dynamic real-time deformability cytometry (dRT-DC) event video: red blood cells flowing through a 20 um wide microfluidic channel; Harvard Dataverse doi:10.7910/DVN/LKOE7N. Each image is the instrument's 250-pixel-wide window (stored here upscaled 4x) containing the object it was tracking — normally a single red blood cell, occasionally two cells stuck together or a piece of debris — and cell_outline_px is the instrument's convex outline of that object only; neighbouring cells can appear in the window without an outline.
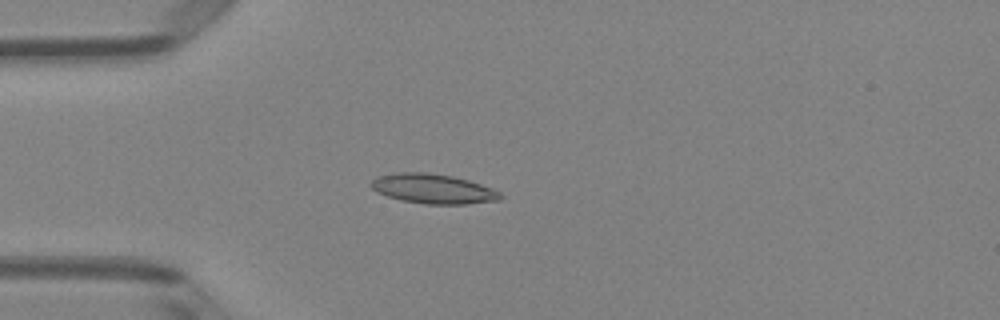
{"species": "Egyptian fruit bat (a non-hibernating species)", "species_latin": "Rousettus aegyptiacus", "temperature_condition": "room temperature", "stored_images_in_passage": 50, "camera_frame_rate_fps": 3000, "um_per_image_px": 0.085, "animal": {"sex": "female"}, "frame": {"image": 1, "passage_image": 14, "time_ms": 4.333, "image_size_px": [1000, 320], "cell_outline_px": [[504, 196], [500, 200], [464, 204], [424, 204], [400, 200], [376, 192], [368, 184], [376, 176], [396, 172], [428, 172], [452, 176], [468, 180], [492, 188], [500, 192]], "centroid_in_image_um": [36.78, 16.04], "position_along_channel_um": 48.2, "area_um2": 22.54}}
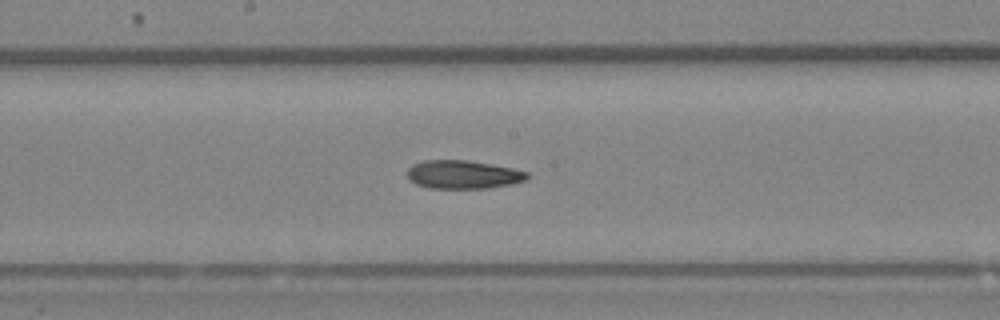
{"frame": {"image": 2, "passage_image": 27, "time_ms": 8.667, "image_size_px": [1000, 320], "cell_outline_px": [[528, 176], [524, 180], [512, 184], [484, 188], [428, 188], [416, 184], [408, 180], [408, 168], [412, 164], [424, 160], [464, 160], [512, 168], [528, 172]], "centroid_in_image_um": [39.31, 14.84], "position_along_channel_um": 208.9, "area_um2": 19.65}}
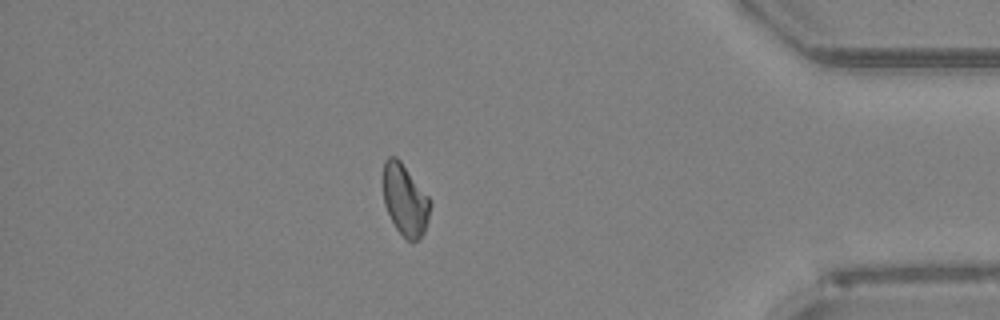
{"frame": {"image": 3, "passage_image": 44, "time_ms": 14.333, "image_size_px": [1000, 320], "cell_outline_px": [[432, 204], [428, 220], [424, 232], [420, 240], [412, 244], [396, 228], [384, 204], [384, 160], [388, 156], [396, 156], [400, 160], [428, 196]], "centroid_in_image_um": [34.45, 17.02], "position_along_channel_um": 400.7, "area_um2": 19.54}, "authors_computed_cell_mechanics": {"area_um2": 20.3745, "velocity_mm_per_s": 4.049, "shape_relaxation_time_tau1_ms": null, "shape_relaxation_time_tau2_ms": 2.9977, "deformation_change_tau1": null, "deformation_change_tau2": 0.0989}}